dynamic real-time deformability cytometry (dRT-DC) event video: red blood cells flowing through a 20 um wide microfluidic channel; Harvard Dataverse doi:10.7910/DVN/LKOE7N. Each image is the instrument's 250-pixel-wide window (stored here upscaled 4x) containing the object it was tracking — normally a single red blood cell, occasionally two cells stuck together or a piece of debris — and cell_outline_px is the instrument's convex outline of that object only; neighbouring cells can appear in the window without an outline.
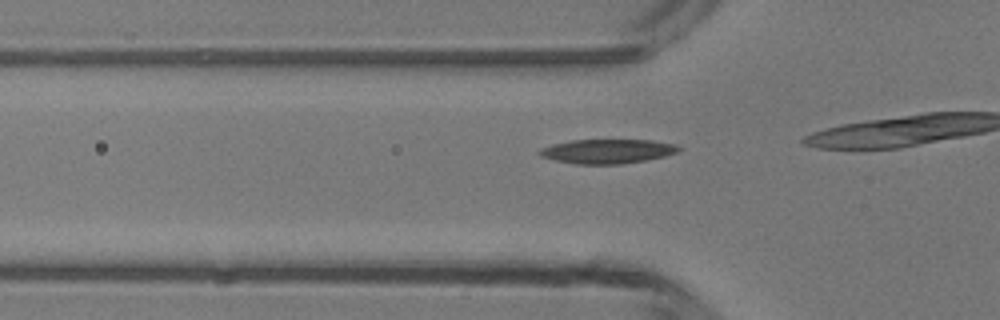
{"species": "common noctule bat (a hibernating species)", "species_latin": "Nyctalus noctula", "temperature_condition": "room temperature", "stored_images_in_passage": 7, "camera_frame_rate_fps": 3000, "um_per_image_px": 0.085, "animal": {"sex": "male", "body_mass_g": 13.3}, "frame": {"image": 1, "passage_image": 3, "time_ms": 0.667, "image_size_px": [1000, 320], "cell_outline_px": [[680, 148], [676, 152], [664, 156], [644, 160], [620, 164], [576, 164], [556, 160], [540, 156], [536, 152], [540, 148], [552, 144], [572, 140], [652, 140], [676, 144]], "centroid_in_image_um": [51.58, 12.85], "position_along_channel_um": 74.2, "area_um2": 19.59}}
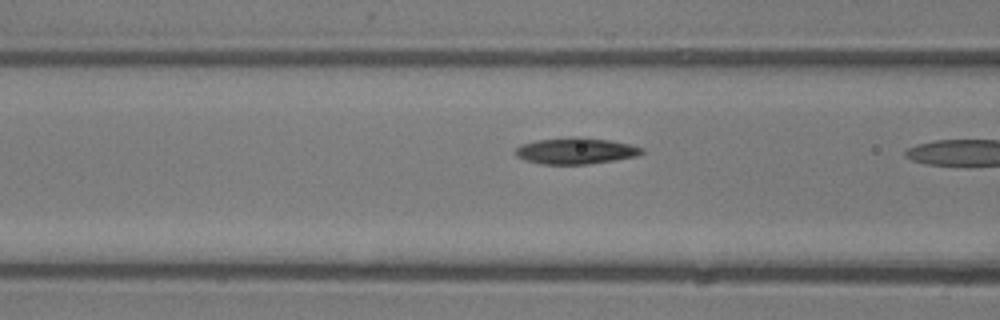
{"frame": {"image": 2, "passage_image": 6, "time_ms": 1.667, "image_size_px": [1000, 320], "cell_outline_px": [[644, 152], [636, 156], [616, 160], [588, 164], [540, 164], [524, 160], [516, 156], [516, 148], [520, 144], [536, 140], [576, 136], [580, 136], [608, 140], [628, 144], [644, 148]], "centroid_in_image_um": [48.91, 12.82], "position_along_channel_um": 117.7, "area_um2": 19.48}}